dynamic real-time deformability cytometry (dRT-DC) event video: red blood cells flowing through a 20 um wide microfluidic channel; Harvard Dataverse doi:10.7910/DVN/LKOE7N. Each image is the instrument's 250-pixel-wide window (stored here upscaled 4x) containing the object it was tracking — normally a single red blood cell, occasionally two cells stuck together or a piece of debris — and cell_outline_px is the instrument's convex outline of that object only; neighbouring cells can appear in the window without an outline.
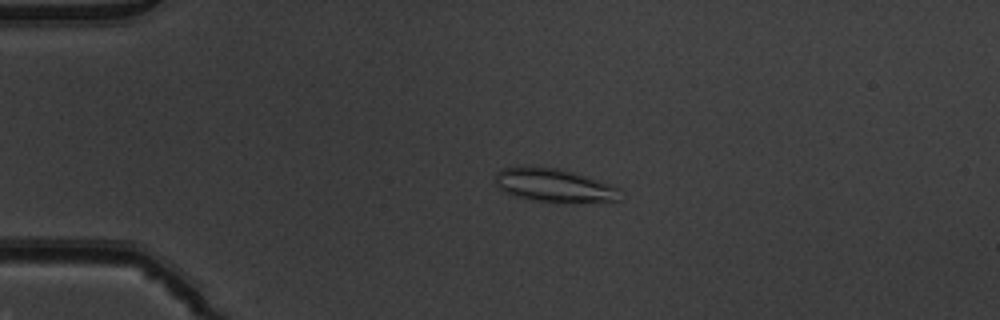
{"species": "common noctule bat (a hibernating species)", "species_latin": "Nyctalus noctula", "temperature_condition": "warm", "stored_images_in_passage": 53, "camera_frame_rate_fps": 3000, "um_per_image_px": 0.085, "animal": {"sex": "male", "body_mass_g": 19.5, "forearm_length_mm": 54.6}, "frame": {"image": 1, "passage_image": 13, "time_ms": 4.0, "image_size_px": [1000, 320], "cell_outline_px": [[620, 200], [572, 204], [532, 200], [516, 196], [504, 192], [496, 184], [496, 172], [500, 168], [564, 168], [620, 188]], "centroid_in_image_um": [47.16, 15.79], "position_along_channel_um": 37.8, "area_um2": 24.39}}
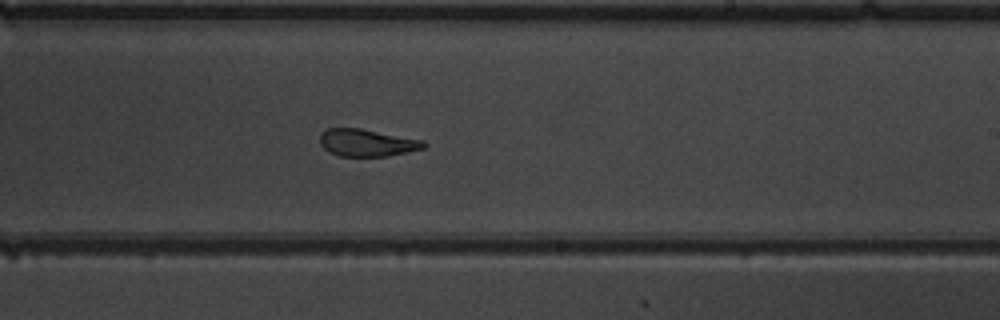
{"frame": {"image": 2, "passage_image": 33, "time_ms": 10.667, "image_size_px": [1000, 320], "cell_outline_px": [[428, 144], [424, 148], [408, 152], [388, 156], [340, 156], [328, 152], [320, 144], [320, 132], [328, 128], [360, 128], [424, 140]], "centroid_in_image_um": [31.19, 12.13], "position_along_channel_um": 257.8, "area_um2": 16.65}}
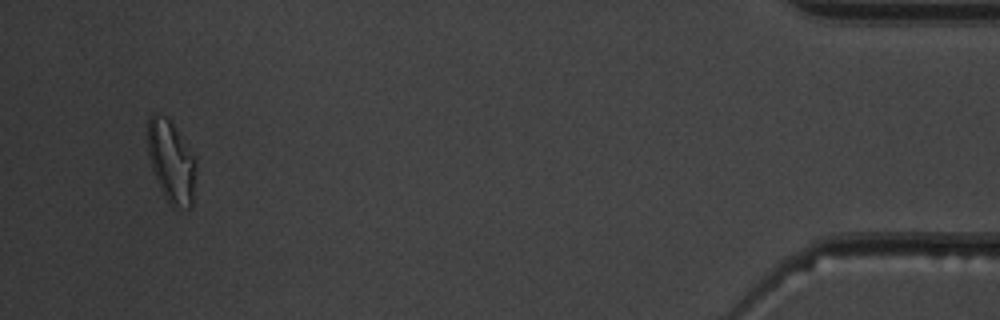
{"frame": {"image": 3, "passage_image": 51, "time_ms": 16.667, "image_size_px": [1000, 320], "cell_outline_px": [[196, 164], [192, 204], [188, 208], [172, 208], [164, 196], [160, 188], [152, 168], [148, 152], [148, 120], [156, 112], [160, 112], [172, 124], [196, 160]], "centroid_in_image_um": [14.55, 13.78], "position_along_channel_um": 420.7, "area_um2": 22.66}, "authors_computed_cell_mechanics": {"area_um2": 19.1318, "velocity_mm_per_s": 3.9023, "shape_relaxation_time_tau1_ms": null, "shape_relaxation_time_tau2_ms": 2.2686, "deformation_change_tau1": null, "deformation_change_tau2": 0.1106}}